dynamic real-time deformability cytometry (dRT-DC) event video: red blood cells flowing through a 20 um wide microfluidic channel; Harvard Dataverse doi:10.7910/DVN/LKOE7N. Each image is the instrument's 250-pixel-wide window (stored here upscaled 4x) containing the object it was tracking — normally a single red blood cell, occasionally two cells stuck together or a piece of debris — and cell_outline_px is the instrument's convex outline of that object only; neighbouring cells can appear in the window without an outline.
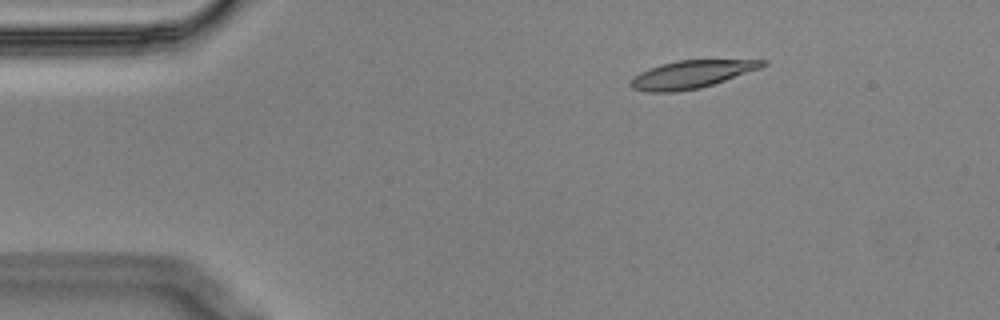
{"species": "Egyptian fruit bat (a non-hibernating species)", "species_latin": "Rousettus aegyptiacus", "temperature_condition": "cold", "stored_images_in_passage": 49, "camera_frame_rate_fps": 3000, "um_per_image_px": 0.085, "animal": {"sex": "male"}, "frame": {"image": 1, "passage_image": 1, "time_ms": 0.0, "image_size_px": [1000, 320], "cell_outline_px": [[768, 64], [760, 68], [700, 88], [676, 92], [644, 92], [632, 88], [628, 84], [632, 76], [648, 68], [660, 64], [676, 60], [768, 60]], "centroid_in_image_um": [58.69, 6.32], "position_along_channel_um": 26.3, "area_um2": 21.39}}
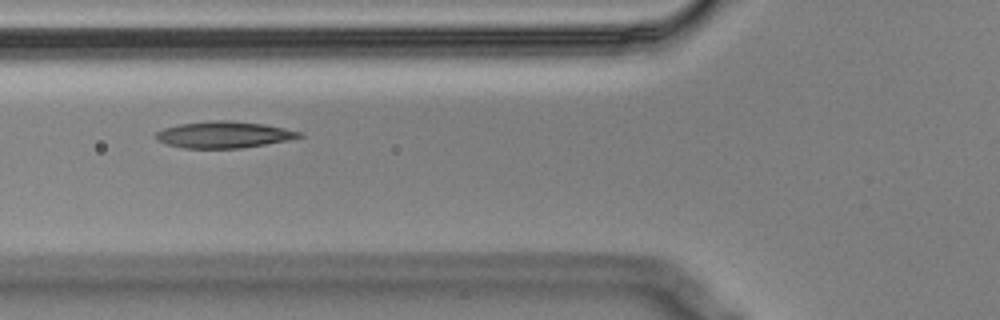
{"frame": {"image": 2, "passage_image": 13, "time_ms": 4.0, "image_size_px": [1000, 320], "cell_outline_px": [[304, 136], [288, 140], [240, 148], [184, 148], [168, 144], [156, 140], [156, 132], [164, 128], [180, 124], [216, 120], [228, 120], [264, 124], [304, 132]], "centroid_in_image_um": [19.05, 11.44], "position_along_channel_um": 106.7, "area_um2": 22.02}}
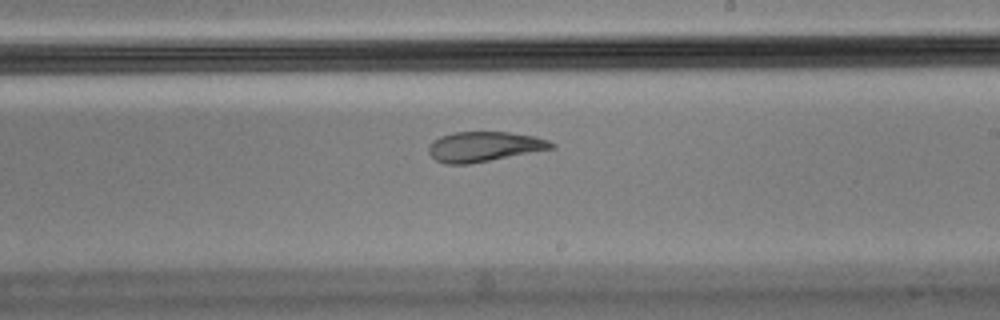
{"frame": {"image": 3, "passage_image": 25, "time_ms": 8.0, "image_size_px": [1000, 320], "cell_outline_px": [[556, 148], [468, 164], [444, 164], [436, 160], [428, 152], [428, 144], [432, 140], [440, 136], [452, 132], [508, 132], [536, 136], [548, 140], [556, 144]], "centroid_in_image_um": [41.15, 12.45], "position_along_channel_um": 247.9, "area_um2": 21.62}, "authors_computed_cell_mechanics": {"area_um2": 22.7154, "velocity_mm_per_s": 3.5335, "shape_relaxation_time_tau1_ms": null, "shape_relaxation_time_tau2_ms": 2.5404, "deformation_change_tau1": null, "deformation_change_tau2": 0.0866}}